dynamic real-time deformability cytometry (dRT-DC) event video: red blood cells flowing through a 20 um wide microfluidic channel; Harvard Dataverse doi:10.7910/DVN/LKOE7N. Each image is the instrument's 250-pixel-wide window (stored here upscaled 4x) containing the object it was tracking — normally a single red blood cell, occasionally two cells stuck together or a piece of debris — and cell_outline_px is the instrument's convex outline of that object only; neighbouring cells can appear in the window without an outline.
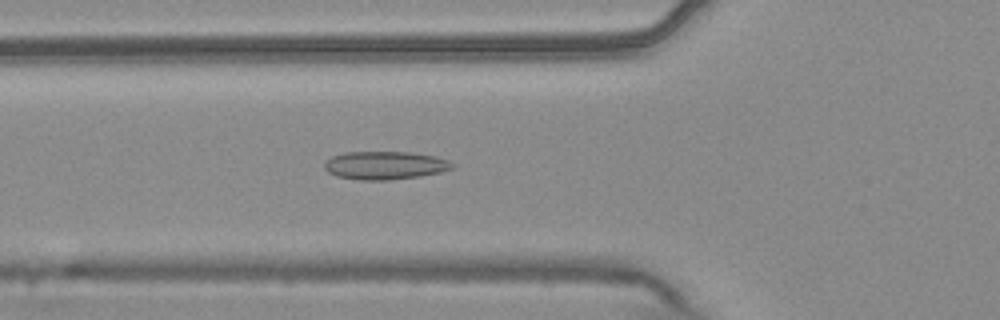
{"species": "common noctule bat (a hibernating species)", "species_latin": "Nyctalus noctula", "temperature_condition": "warm", "stored_images_in_passage": 53, "camera_frame_rate_fps": 3000, "um_per_image_px": 0.085, "animal": {"sex": "male", "body_mass_g": 20.4}, "frame": {"image": 1, "passage_image": 19, "time_ms": 6.0, "image_size_px": [1000, 320], "cell_outline_px": [[456, 164], [452, 168], [440, 172], [420, 176], [388, 180], [360, 180], [336, 176], [328, 172], [324, 168], [324, 164], [332, 156], [344, 152], [408, 152], [436, 156], [448, 160]], "centroid_in_image_um": [32.73, 14.05], "position_along_channel_um": 93.1, "area_um2": 20.98}}
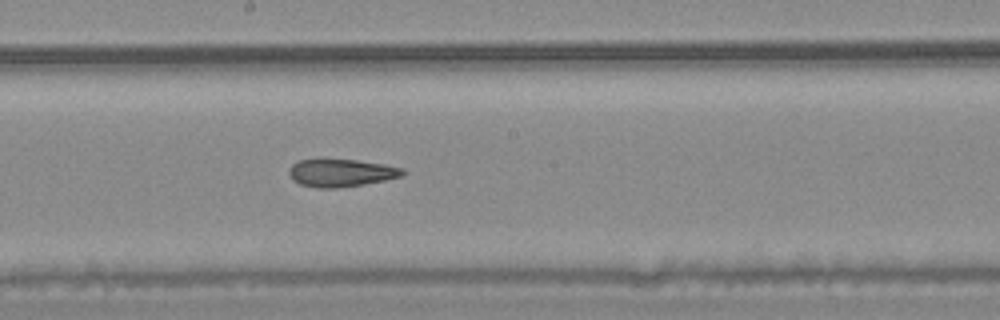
{"frame": {"image": 2, "passage_image": 29, "time_ms": 9.333, "image_size_px": [1000, 320], "cell_outline_px": [[404, 176], [364, 184], [336, 188], [316, 188], [300, 184], [292, 180], [288, 172], [292, 164], [300, 160], [316, 156], [320, 156], [356, 160], [384, 164], [404, 168]], "centroid_in_image_um": [28.94, 14.65], "position_along_channel_um": 219.3, "area_um2": 19.07}}
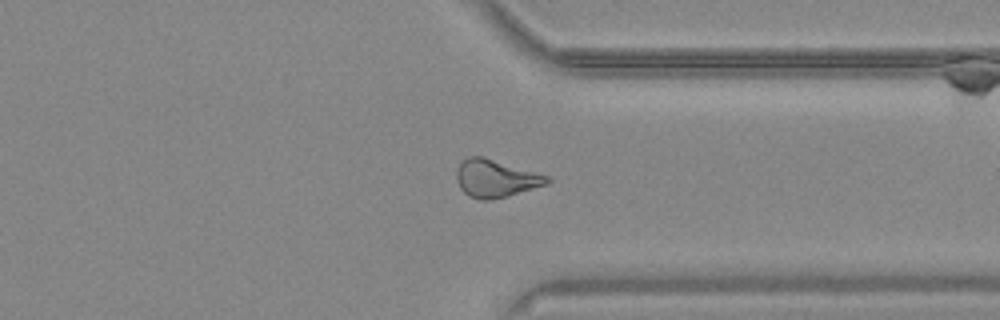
{"frame": {"image": 3, "passage_image": 41, "time_ms": 13.333, "image_size_px": [1000, 320], "cell_outline_px": [[552, 180], [548, 184], [508, 196], [492, 200], [480, 200], [468, 196], [460, 188], [456, 180], [456, 172], [460, 164], [468, 156], [484, 156], [548, 176]], "centroid_in_image_um": [42.13, 15.18], "position_along_channel_um": 369.3, "area_um2": 19.94}, "authors_computed_cell_mechanics": {"area_um2": 20.4612, "velocity_mm_per_s": 3.7752, "shape_relaxation_time_tau1_ms": null, "shape_relaxation_time_tau2_ms": 3.9309, "deformation_change_tau1": null, "deformation_change_tau2": 0.1108}}